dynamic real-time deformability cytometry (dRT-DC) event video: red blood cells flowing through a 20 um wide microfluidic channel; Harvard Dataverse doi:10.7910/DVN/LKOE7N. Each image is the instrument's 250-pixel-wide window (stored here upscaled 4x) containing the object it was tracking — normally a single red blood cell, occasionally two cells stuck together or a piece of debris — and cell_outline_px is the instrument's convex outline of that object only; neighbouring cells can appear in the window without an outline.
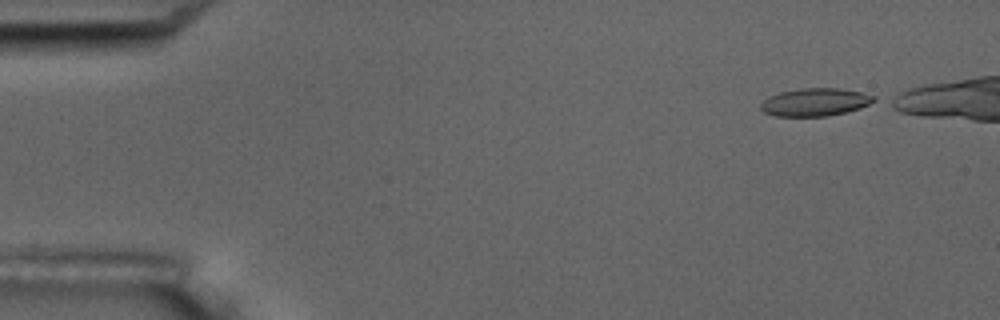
{"species": "common noctule bat (a hibernating species)", "species_latin": "Nyctalus noctula", "temperature_condition": "room temperature", "stored_images_in_passage": 5, "camera_frame_rate_fps": 3000, "um_per_image_px": 0.085, "animal": {"sex": "male", "body_mass_g": 17.5, "forearm_length_mm": 52.3}, "frame": {"image": 1, "passage_image": 1, "time_ms": 0.0, "image_size_px": [1000, 320], "cell_outline_px": [[876, 100], [860, 108], [828, 116], [776, 116], [764, 112], [760, 108], [760, 104], [764, 100], [780, 92], [800, 88], [840, 88], [860, 92], [876, 96]], "centroid_in_image_um": [69.29, 8.68], "position_along_channel_um": 15.7, "area_um2": 18.21}}